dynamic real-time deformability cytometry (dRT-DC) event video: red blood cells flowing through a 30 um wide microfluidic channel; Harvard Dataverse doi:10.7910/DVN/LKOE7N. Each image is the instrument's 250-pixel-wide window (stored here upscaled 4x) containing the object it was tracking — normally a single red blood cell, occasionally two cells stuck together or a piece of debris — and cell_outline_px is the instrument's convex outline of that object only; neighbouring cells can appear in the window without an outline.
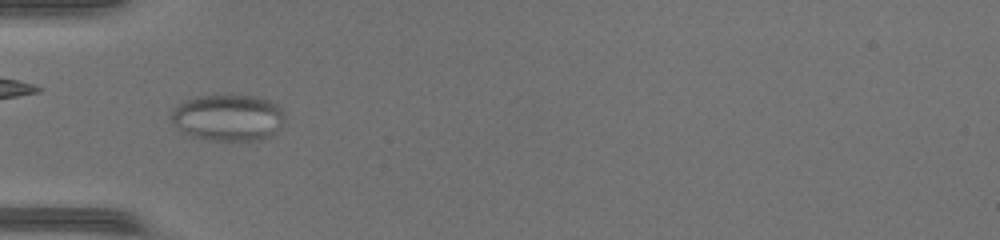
{"species": "common noctule bat (a hibernating species)", "species_latin": "Nyctalus noctula", "temperature_condition": "warm", "stored_images_in_passage": 34, "camera_frame_rate_fps": 3000, "um_per_image_px": 0.085, "animal": {"sex": "female", "body_mass_g": 17.0, "forearm_length_mm": 48.0}, "frame": {"image": 1, "passage_image": 5, "time_ms": 1.333, "image_size_px": [1000, 240], "cell_outline_px": [[284, 120], [280, 128], [276, 132], [260, 140], [208, 140], [192, 136], [180, 132], [172, 120], [172, 108], [184, 100], [196, 96], [228, 92], [256, 96], [268, 100], [276, 104], [280, 108], [284, 116]], "centroid_in_image_um": [19.36, 9.95], "position_along_channel_um": 65.6, "area_um2": 31.56}}
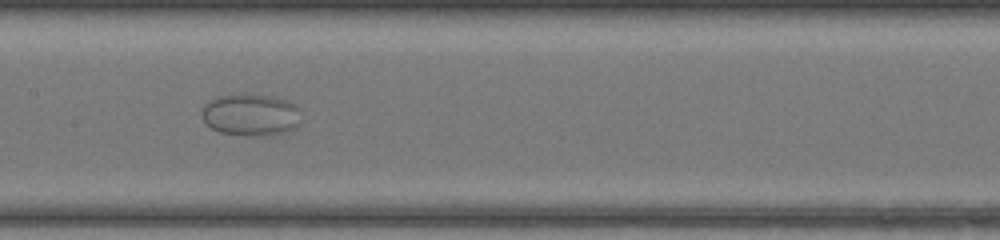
{"frame": {"image": 2, "passage_image": 14, "time_ms": 4.333, "image_size_px": [1000, 240], "cell_outline_px": [[296, 128], [288, 132], [260, 136], [252, 136], [220, 132], [204, 124], [204, 104], [208, 100], [216, 96], [276, 96], [288, 100], [296, 104]], "centroid_in_image_um": [21.29, 9.78], "position_along_channel_um": 186.1, "area_um2": 23.64}}
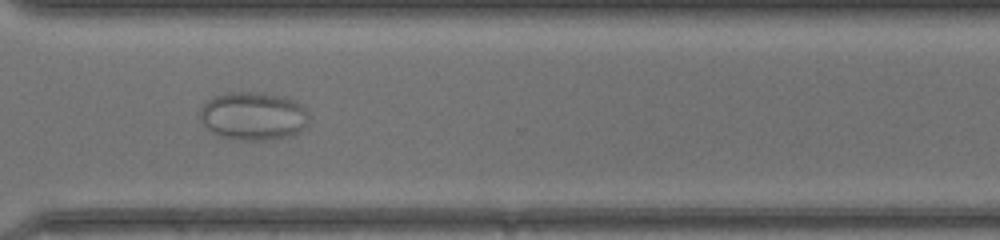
{"frame": {"image": 3, "passage_image": 26, "time_ms": 8.333, "image_size_px": [1000, 240], "cell_outline_px": [[308, 124], [304, 128], [292, 136], [272, 140], [232, 140], [208, 132], [200, 120], [200, 108], [212, 96], [228, 92], [264, 92], [280, 96], [292, 100], [300, 104], [304, 108], [308, 116]], "centroid_in_image_um": [21.48, 9.88], "position_along_channel_um": 349.1, "area_um2": 31.15}}